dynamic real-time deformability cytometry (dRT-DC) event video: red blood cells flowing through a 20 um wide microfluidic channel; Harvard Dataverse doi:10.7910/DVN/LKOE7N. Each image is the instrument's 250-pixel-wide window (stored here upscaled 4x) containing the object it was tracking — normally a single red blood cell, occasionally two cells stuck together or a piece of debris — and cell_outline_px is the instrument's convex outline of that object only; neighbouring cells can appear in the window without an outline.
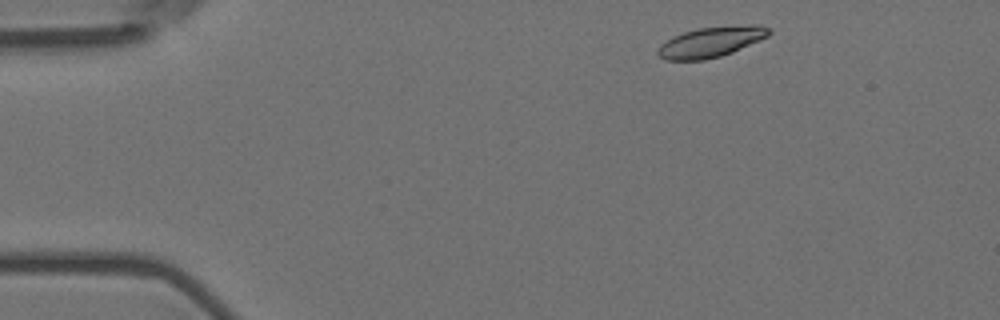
{"species": "Egyptian fruit bat (a non-hibernating species)", "species_latin": "Rousettus aegyptiacus", "temperature_condition": "room temperature", "stored_images_in_passage": 50, "camera_frame_rate_fps": 3000, "um_per_image_px": 0.085, "animal": {"sex": "female"}, "frame": {"image": 1, "passage_image": 2, "time_ms": 0.333, "image_size_px": [1000, 320], "cell_outline_px": [[772, 32], [768, 36], [732, 52], [720, 56], [704, 60], [664, 60], [656, 52], [668, 40], [684, 32], [696, 28], [756, 24], [772, 28]], "centroid_in_image_um": [60.49, 3.56], "position_along_channel_um": 24.5, "area_um2": 19.36}}
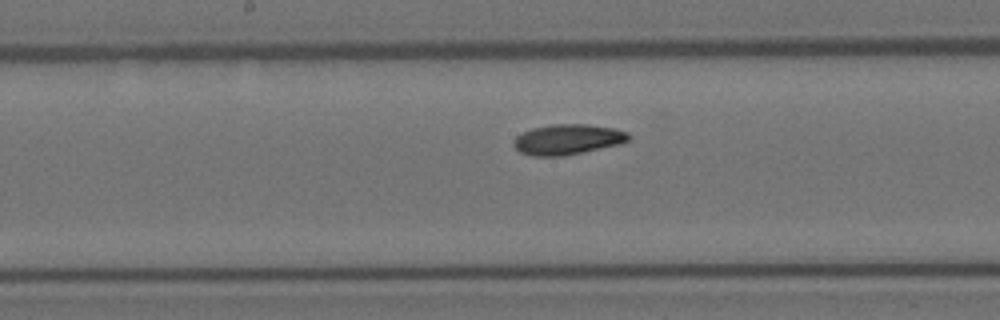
{"frame": {"image": 2, "passage_image": 23, "time_ms": 7.333, "image_size_px": [1000, 320], "cell_outline_px": [[632, 136], [628, 140], [620, 144], [564, 156], [532, 156], [520, 152], [512, 144], [516, 136], [532, 128], [552, 124], [588, 124], [612, 128], [628, 132]], "centroid_in_image_um": [48.25, 11.85], "position_along_channel_um": 200.0, "area_um2": 20.35}}
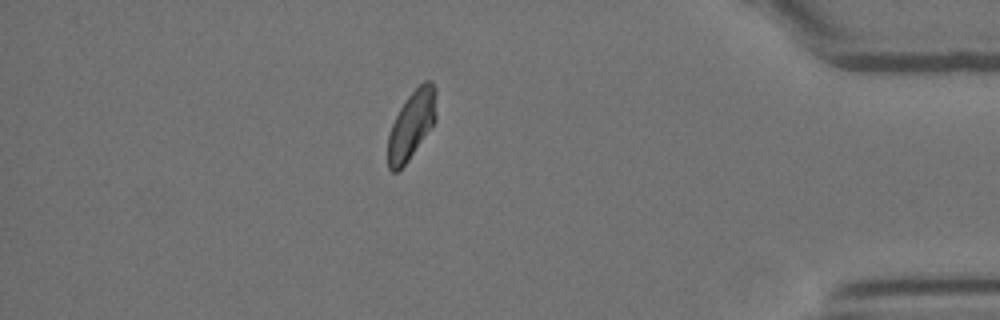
{"frame": {"image": 3, "passage_image": 43, "time_ms": 14.0, "image_size_px": [1000, 320], "cell_outline_px": [[436, 120], [408, 160], [396, 172], [392, 172], [388, 168], [388, 136], [392, 124], [400, 108], [408, 96], [424, 80], [432, 80], [436, 88]], "centroid_in_image_um": [35.0, 10.57], "position_along_channel_um": 400.2, "area_um2": 19.02}, "authors_computed_cell_mechanics": {"area_um2": 19.5942, "velocity_mm_per_s": 3.579, "shape_relaxation_time_tau1_ms": 9.0306, "shape_relaxation_time_tau2_ms": 2.9239, "deformation_change_tau1": 0.1901, "deformation_change_tau2": 0.0693}}